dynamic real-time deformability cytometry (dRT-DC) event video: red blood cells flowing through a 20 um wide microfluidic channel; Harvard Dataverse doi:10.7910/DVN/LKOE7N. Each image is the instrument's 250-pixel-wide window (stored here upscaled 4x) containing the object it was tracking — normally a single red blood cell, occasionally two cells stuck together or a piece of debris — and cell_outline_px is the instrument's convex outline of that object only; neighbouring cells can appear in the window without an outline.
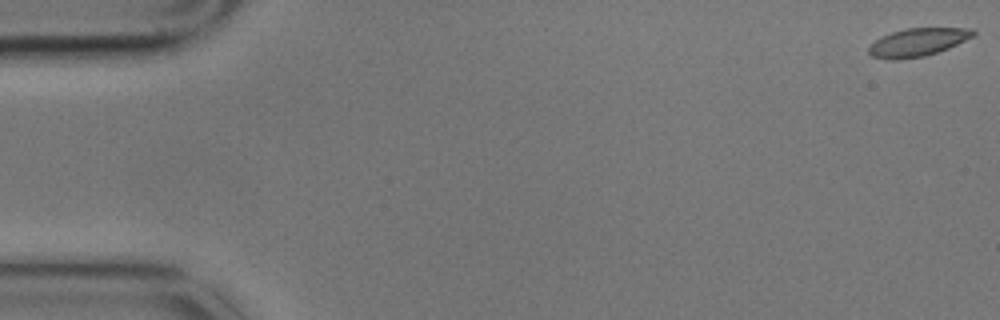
{"species": "common noctule bat (a hibernating species)", "species_latin": "Nyctalus noctula", "temperature_condition": "cold", "stored_images_in_passage": 4, "camera_frame_rate_fps": 3000, "um_per_image_px": 0.085, "animal": {"sex": "male", "body_mass_g": 17.9}, "frame": {"image": 1, "passage_image": 1, "time_ms": 0.0, "image_size_px": [1000, 320], "cell_outline_px": [[976, 36], [948, 48], [924, 56], [900, 60], [892, 60], [872, 56], [868, 52], [868, 44], [880, 36], [904, 28], [972, 28], [976, 32]], "centroid_in_image_um": [77.98, 3.58], "position_along_channel_um": 7.0, "area_um2": 17.34}}
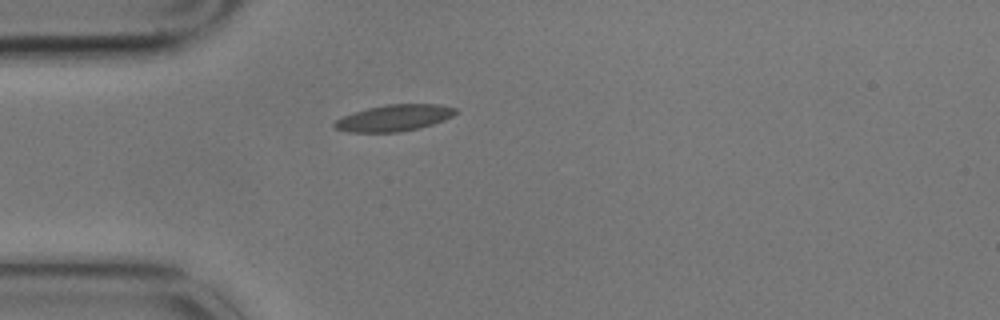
{"frame": {"image": 2, "passage_image": 4, "time_ms": 1.0, "image_size_px": [1000, 320], "cell_outline_px": [[456, 112], [452, 116], [444, 120], [432, 124], [400, 132], [348, 132], [336, 128], [332, 124], [336, 120], [344, 116], [368, 108], [388, 104], [436, 104], [456, 108]], "centroid_in_image_um": [33.5, 10.02], "position_along_channel_um": 51.5, "area_um2": 18.32}}